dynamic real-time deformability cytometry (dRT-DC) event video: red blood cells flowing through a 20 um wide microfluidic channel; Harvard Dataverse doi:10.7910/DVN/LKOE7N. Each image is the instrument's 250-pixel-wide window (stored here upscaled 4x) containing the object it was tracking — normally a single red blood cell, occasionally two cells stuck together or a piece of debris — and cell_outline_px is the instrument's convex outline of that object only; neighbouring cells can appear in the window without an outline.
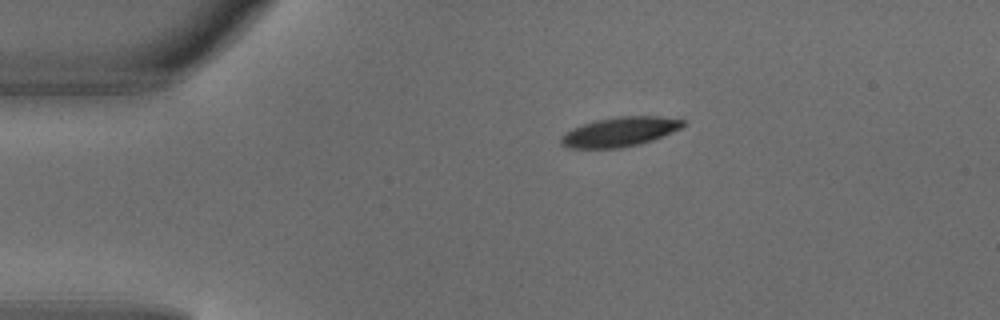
{"species": "common noctule bat (a hibernating species)", "species_latin": "Nyctalus noctula", "temperature_condition": "warm", "stored_images_in_passage": 2, "camera_frame_rate_fps": 3000, "um_per_image_px": 0.085, "animal": {"sex": "male", "body_mass_g": 18.8}, "frame": {"image": 1, "passage_image": 1, "time_ms": 0.0, "image_size_px": [1000, 320], "cell_outline_px": [[684, 124], [680, 128], [652, 140], [640, 144], [620, 148], [568, 148], [560, 144], [560, 136], [572, 128], [596, 120], [616, 116], [660, 116], [684, 120]], "centroid_in_image_um": [52.64, 11.2], "position_along_channel_um": 32.4, "area_um2": 20.87}}